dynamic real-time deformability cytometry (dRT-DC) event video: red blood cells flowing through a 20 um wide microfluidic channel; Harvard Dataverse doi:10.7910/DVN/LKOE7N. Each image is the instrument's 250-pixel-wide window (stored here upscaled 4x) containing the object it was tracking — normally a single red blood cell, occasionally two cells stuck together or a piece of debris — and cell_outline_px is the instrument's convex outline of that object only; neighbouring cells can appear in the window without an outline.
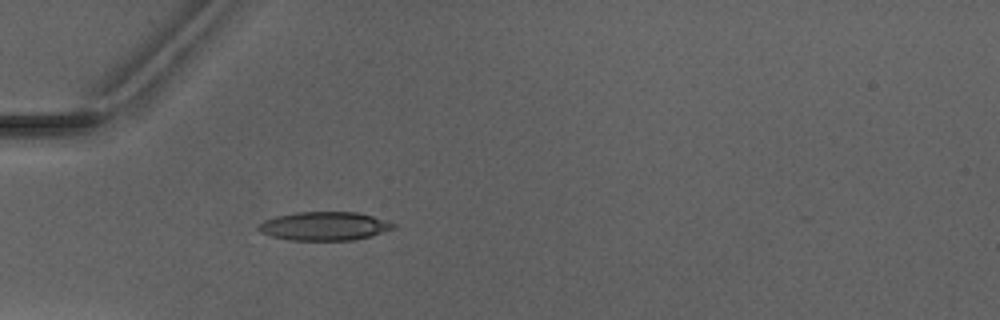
{"species": "Egyptian fruit bat (a non-hibernating species)", "species_latin": "Rousettus aegyptiacus", "temperature_condition": "warm", "stored_images_in_passage": 4, "camera_frame_rate_fps": 3000, "um_per_image_px": 0.085, "animal": {"sex": "male"}, "frame": {"image": 1, "passage_image": 4, "time_ms": 5.0, "image_size_px": [1000, 320], "cell_outline_px": [[396, 228], [372, 236], [352, 240], [288, 240], [272, 236], [260, 232], [256, 228], [256, 224], [264, 220], [276, 216], [296, 212], [356, 212], [372, 216], [396, 224]], "centroid_in_image_um": [27.54, 19.22], "position_along_channel_um": 57.5, "area_um2": 22.6}}